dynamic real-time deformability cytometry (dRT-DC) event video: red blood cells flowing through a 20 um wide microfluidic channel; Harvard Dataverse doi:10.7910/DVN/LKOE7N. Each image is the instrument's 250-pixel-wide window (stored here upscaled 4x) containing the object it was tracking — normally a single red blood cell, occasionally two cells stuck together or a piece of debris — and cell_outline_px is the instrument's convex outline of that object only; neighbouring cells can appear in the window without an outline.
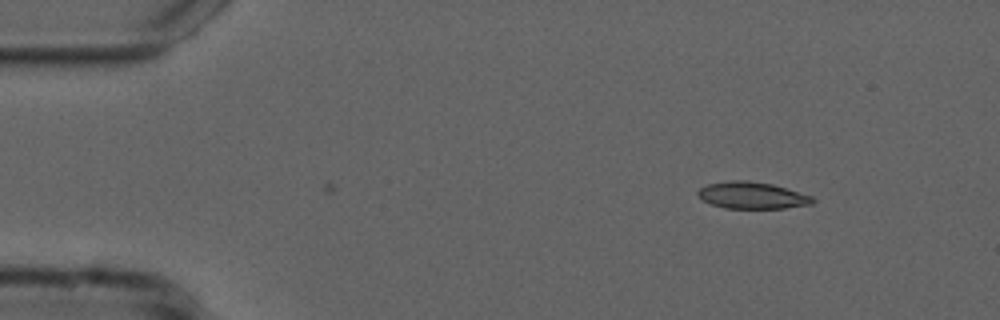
{"species": "common noctule bat (a hibernating species)", "species_latin": "Nyctalus noctula", "temperature_condition": "cold", "stored_images_in_passage": 2, "camera_frame_rate_fps": 3000, "um_per_image_px": 0.085, "animal": {"sex": "male", "forearm_length_mm": 52.5}, "frame": {"image": 1, "passage_image": 2, "time_ms": 0.333, "image_size_px": [1000, 320], "cell_outline_px": [[816, 200], [812, 204], [784, 208], [724, 208], [712, 204], [704, 200], [696, 192], [700, 188], [708, 184], [728, 180], [748, 180], [772, 184], [812, 196]], "centroid_in_image_um": [63.94, 16.6], "position_along_channel_um": 21.1, "area_um2": 17.8}}